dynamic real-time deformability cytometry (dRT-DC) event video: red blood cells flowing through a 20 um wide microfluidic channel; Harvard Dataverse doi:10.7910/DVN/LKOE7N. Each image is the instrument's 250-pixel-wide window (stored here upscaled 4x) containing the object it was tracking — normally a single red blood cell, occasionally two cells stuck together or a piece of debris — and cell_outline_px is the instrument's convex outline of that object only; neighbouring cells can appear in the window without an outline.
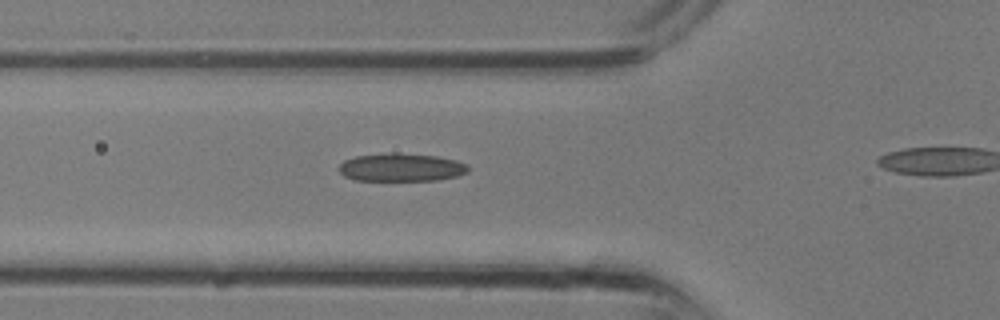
{"species": "common noctule bat (a hibernating species)", "species_latin": "Nyctalus noctula", "temperature_condition": "room temperature", "stored_images_in_passage": 9, "camera_frame_rate_fps": 3000, "um_per_image_px": 0.085, "animal": {"sex": "male", "body_mass_g": 13.3}, "frame": {"image": 1, "passage_image": 6, "time_ms": 1.667, "image_size_px": [1000, 320], "cell_outline_px": [[468, 172], [456, 176], [436, 180], [356, 180], [344, 176], [336, 168], [344, 160], [356, 156], [392, 152], [436, 156], [456, 160], [468, 164]], "centroid_in_image_um": [34.08, 14.22], "position_along_channel_um": 91.7, "area_um2": 21.15}}
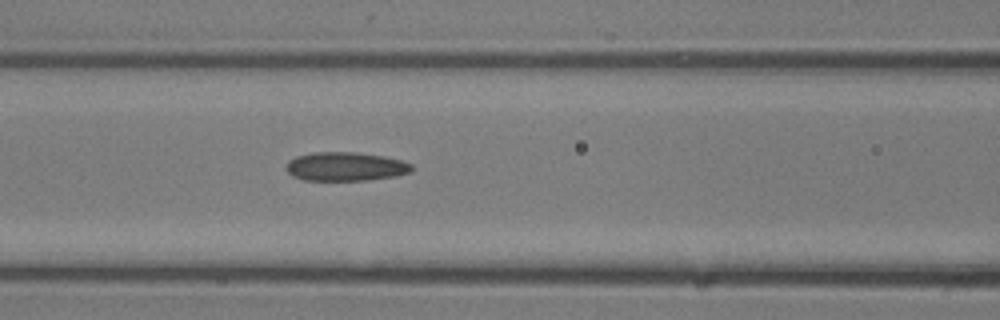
{"frame": {"image": 2, "passage_image": 8, "time_ms": 2.333, "image_size_px": [1000, 320], "cell_outline_px": [[412, 168], [408, 172], [396, 176], [368, 180], [304, 180], [292, 176], [288, 172], [288, 160], [296, 156], [316, 152], [356, 152], [384, 156], [400, 160], [412, 164]], "centroid_in_image_um": [29.37, 14.15], "position_along_channel_um": 137.2, "area_um2": 20.92}}